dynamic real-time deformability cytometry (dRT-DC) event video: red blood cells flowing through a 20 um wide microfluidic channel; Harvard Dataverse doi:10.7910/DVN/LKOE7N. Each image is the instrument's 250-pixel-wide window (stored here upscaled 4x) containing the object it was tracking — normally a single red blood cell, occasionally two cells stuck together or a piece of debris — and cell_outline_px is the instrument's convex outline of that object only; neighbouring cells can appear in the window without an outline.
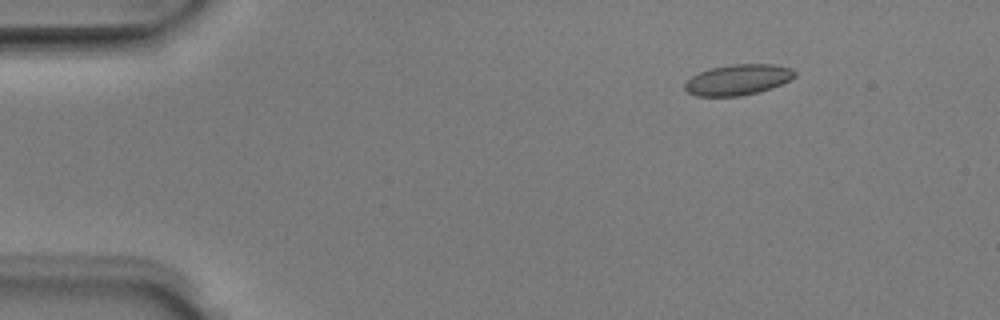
{"species": "Egyptian fruit bat (a non-hibernating species)", "species_latin": "Rousettus aegyptiacus", "temperature_condition": "room temperature", "stored_images_in_passage": 4, "segment_of_instrument_passage": [1, 2], "camera_frame_rate_fps": 3000, "um_per_image_px": 0.085, "animal": {"sex": "male"}, "frame": {"image": 1, "passage_image": 1, "time_ms": 0.0, "image_size_px": [1000, 320], "cell_outline_px": [[796, 76], [780, 84], [756, 92], [740, 96], [696, 96], [688, 92], [684, 88], [684, 84], [692, 76], [700, 72], [712, 68], [732, 64], [772, 64], [792, 68], [796, 72]], "centroid_in_image_um": [62.71, 6.77], "position_along_channel_um": 22.3, "area_um2": 19.36}}